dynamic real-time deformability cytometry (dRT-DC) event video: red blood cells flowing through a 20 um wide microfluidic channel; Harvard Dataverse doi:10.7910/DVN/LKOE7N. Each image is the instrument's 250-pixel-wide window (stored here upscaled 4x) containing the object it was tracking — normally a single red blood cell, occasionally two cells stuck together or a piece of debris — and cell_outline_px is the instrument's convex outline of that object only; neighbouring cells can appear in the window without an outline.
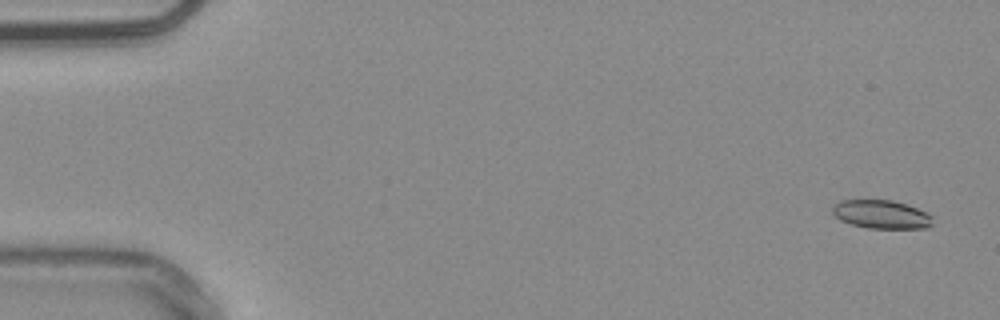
{"species": "common noctule bat (a hibernating species)", "species_latin": "Nyctalus noctula", "temperature_condition": "warm", "stored_images_in_passage": 12, "camera_frame_rate_fps": 3000, "um_per_image_px": 0.085, "animal": {"sex": "male", "body_mass_g": 20.4}, "frame": {"image": 1, "passage_image": 3, "time_ms": 0.667, "image_size_px": [1000, 320], "cell_outline_px": [[932, 224], [928, 228], [868, 228], [852, 224], [840, 220], [832, 212], [832, 208], [840, 200], [892, 200], [928, 212], [932, 216]], "centroid_in_image_um": [74.93, 18.22], "position_along_channel_um": 10.1, "area_um2": 16.53}}